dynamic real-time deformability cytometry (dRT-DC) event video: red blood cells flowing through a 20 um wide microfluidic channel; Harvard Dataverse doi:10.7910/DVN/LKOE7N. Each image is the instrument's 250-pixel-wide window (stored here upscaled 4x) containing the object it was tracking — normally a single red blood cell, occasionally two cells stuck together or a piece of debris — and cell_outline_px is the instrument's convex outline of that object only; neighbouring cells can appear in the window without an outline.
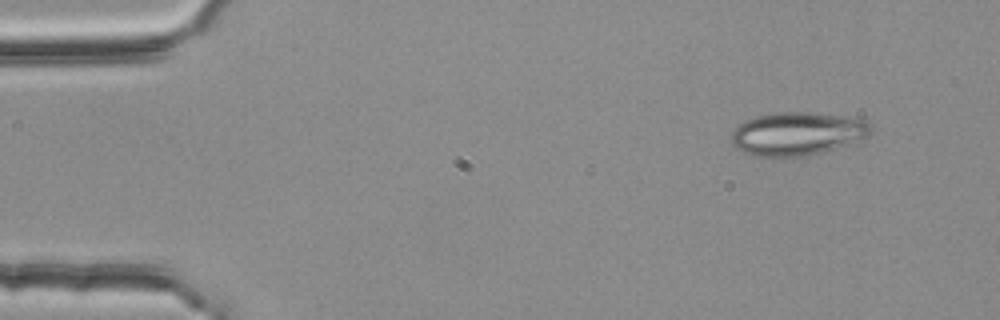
{"species": "common noctule bat (a hibernating species)", "species_latin": "Nyctalus noctula", "temperature_condition": "room temperature", "stored_images_in_passage": 4, "camera_frame_rate_fps": 3000, "um_per_image_px": 0.085, "animal": {"sex": "female", "body_mass_g": 25.1}, "frame": {"image": 1, "passage_image": 1, "time_ms": 0.0, "image_size_px": [1000, 320], "cell_outline_px": [[872, 128], [868, 136], [848, 144], [824, 152], [804, 156], [752, 156], [736, 148], [732, 144], [732, 132], [744, 120], [756, 116], [776, 112], [816, 112], [860, 116], [868, 120], [872, 124]], "centroid_in_image_um": [67.85, 11.33], "position_along_channel_um": 17.2, "area_um2": 35.78}}